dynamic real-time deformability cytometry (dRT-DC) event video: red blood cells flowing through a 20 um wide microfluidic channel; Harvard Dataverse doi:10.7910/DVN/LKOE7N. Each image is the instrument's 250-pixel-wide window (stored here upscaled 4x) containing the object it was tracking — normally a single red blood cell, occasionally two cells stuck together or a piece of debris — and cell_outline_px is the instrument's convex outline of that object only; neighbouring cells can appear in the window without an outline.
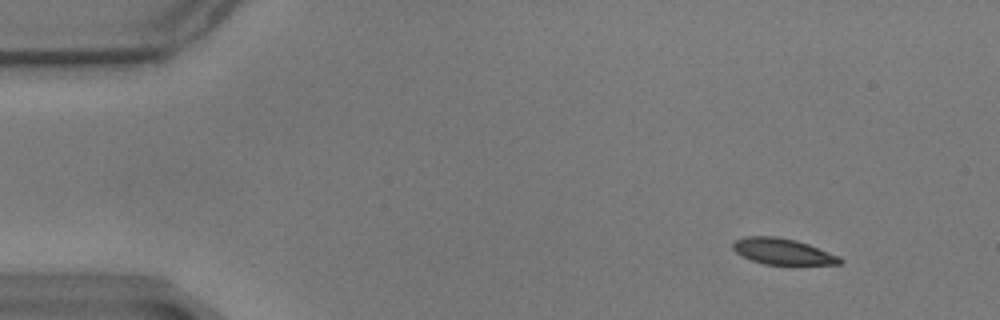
{"species": "common noctule bat (a hibernating species)", "species_latin": "Nyctalus noctula", "temperature_condition": "warm", "stored_images_in_passage": 58, "camera_frame_rate_fps": 3000, "um_per_image_px": 0.085, "animal": {"sex": "male", "body_mass_g": 17.9}, "frame": {"image": 1, "passage_image": 6, "time_ms": 1.667, "image_size_px": [1000, 320], "cell_outline_px": [[844, 260], [840, 264], [764, 264], [752, 260], [736, 252], [732, 248], [732, 244], [736, 240], [744, 236], [776, 236], [796, 240], [808, 244], [840, 256]], "centroid_in_image_um": [66.53, 21.36], "position_along_channel_um": 18.5, "area_um2": 16.13}}
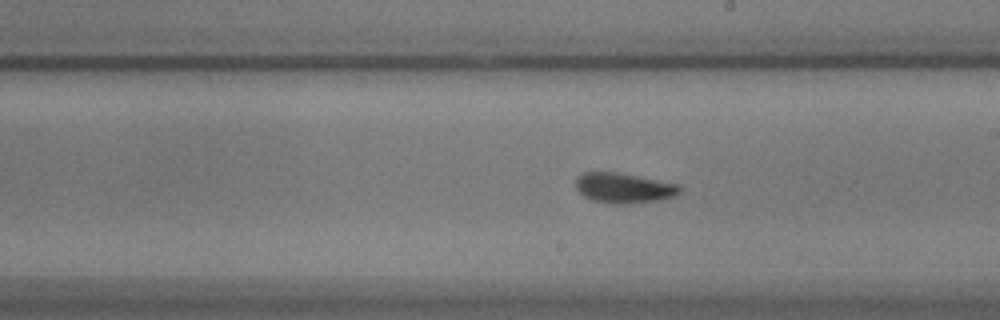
{"frame": {"image": 2, "passage_image": 33, "time_ms": 10.667, "image_size_px": [1000, 320], "cell_outline_px": [[680, 192], [672, 196], [660, 200], [624, 204], [612, 204], [592, 200], [584, 196], [576, 188], [576, 180], [584, 172], [620, 172], [680, 184]], "centroid_in_image_um": [53.03, 15.97], "position_along_channel_um": 236.0, "area_um2": 18.26}}
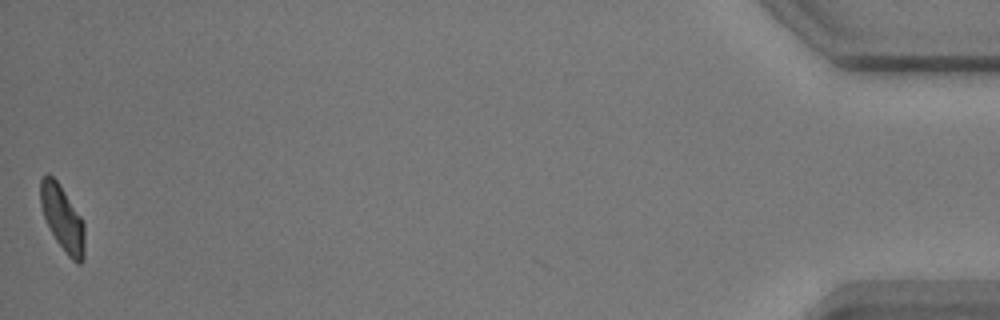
{"frame": {"image": 3, "passage_image": 58, "time_ms": 19.0, "image_size_px": [1000, 320], "cell_outline_px": [[84, 260], [80, 264], [76, 264], [68, 256], [56, 240], [44, 216], [40, 204], [40, 180], [48, 172], [56, 180], [84, 220]], "centroid_in_image_um": [5.33, 18.57], "position_along_channel_um": 429.9, "area_um2": 16.76}, "authors_computed_cell_mechanics": {"area_um2": 17.3978, "velocity_mm_per_s": 3.4545, "shape_relaxation_time_tau1_ms": 2.934, "shape_relaxation_time_tau2_ms": 2.0369, "deformation_change_tau1": 0.1189, "deformation_change_tau2": 0.0548}}